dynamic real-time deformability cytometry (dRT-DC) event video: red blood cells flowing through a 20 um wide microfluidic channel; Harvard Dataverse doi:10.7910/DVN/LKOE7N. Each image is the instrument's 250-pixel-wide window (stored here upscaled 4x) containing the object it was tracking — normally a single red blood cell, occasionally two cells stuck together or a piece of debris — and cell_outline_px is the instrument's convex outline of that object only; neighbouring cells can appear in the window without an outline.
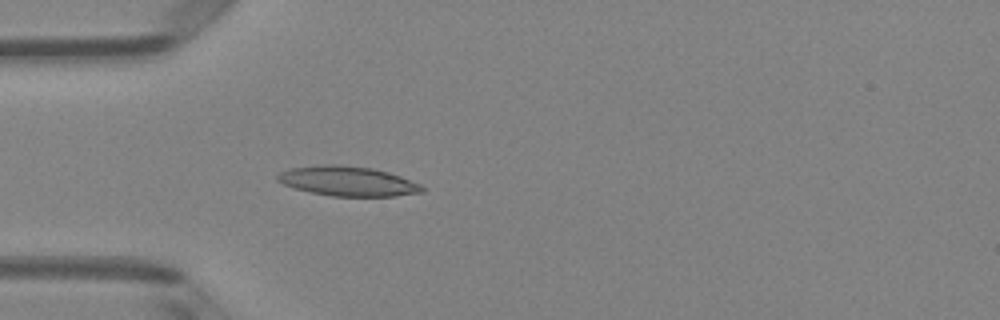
{"species": "Egyptian fruit bat (a non-hibernating species)", "species_latin": "Rousettus aegyptiacus", "temperature_condition": "room temperature", "stored_images_in_passage": 50, "camera_frame_rate_fps": 3000, "um_per_image_px": 0.085, "animal": {"sex": "female"}, "frame": {"image": 1, "passage_image": 15, "time_ms": 4.667, "image_size_px": [1000, 320], "cell_outline_px": [[424, 192], [396, 196], [332, 196], [312, 192], [296, 188], [284, 184], [276, 180], [276, 176], [280, 172], [288, 168], [320, 164], [336, 164], [372, 168], [388, 172], [400, 176], [420, 184], [424, 188]], "centroid_in_image_um": [29.55, 15.39], "position_along_channel_um": 55.5, "area_um2": 25.03}}
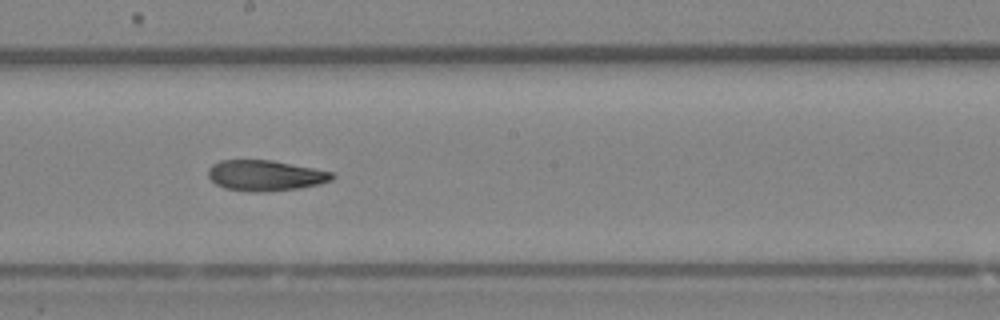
{"frame": {"image": 2, "passage_image": 28, "time_ms": 9.0, "image_size_px": [1000, 320], "cell_outline_px": [[336, 176], [332, 180], [320, 184], [296, 188], [256, 192], [252, 192], [224, 188], [216, 184], [208, 176], [208, 168], [212, 164], [220, 160], [272, 160], [332, 172]], "centroid_in_image_um": [22.53, 14.91], "position_along_channel_um": 225.7, "area_um2": 21.96}}
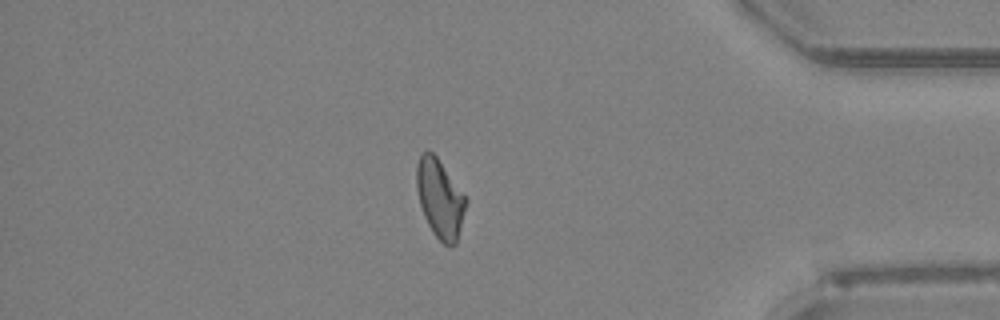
{"frame": {"image": 3, "passage_image": 43, "time_ms": 14.0, "image_size_px": [1000, 320], "cell_outline_px": [[468, 200], [456, 244], [452, 248], [448, 248], [432, 232], [424, 216], [420, 204], [416, 188], [416, 164], [420, 156], [428, 148], [436, 156]], "centroid_in_image_um": [37.39, 16.9], "position_along_channel_um": 397.8, "area_um2": 22.6}, "authors_computed_cell_mechanics": {"area_um2": 22.9755, "velocity_mm_per_s": 4.0716, "shape_relaxation_time_tau1_ms": null, "shape_relaxation_time_tau2_ms": 5.581, "deformation_change_tau1": null, "deformation_change_tau2": 0.1361}}